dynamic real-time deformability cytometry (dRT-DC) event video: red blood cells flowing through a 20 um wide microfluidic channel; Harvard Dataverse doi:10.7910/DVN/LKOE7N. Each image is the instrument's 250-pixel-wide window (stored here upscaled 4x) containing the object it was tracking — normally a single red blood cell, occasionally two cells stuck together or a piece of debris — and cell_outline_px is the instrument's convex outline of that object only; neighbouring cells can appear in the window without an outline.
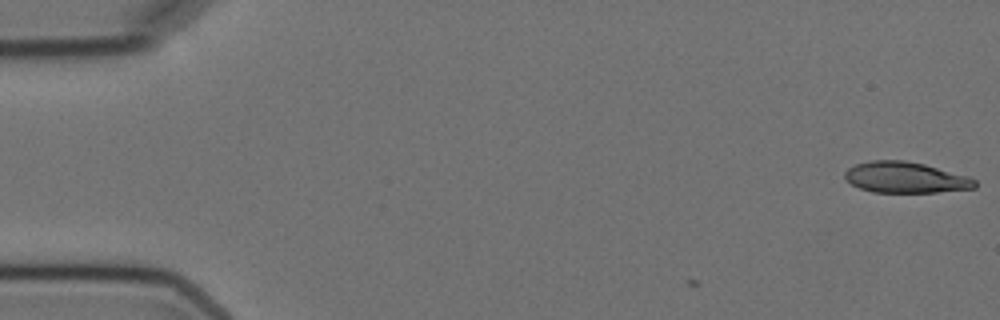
{"species": "Egyptian fruit bat (a non-hibernating species)", "species_latin": "Rousettus aegyptiacus", "temperature_condition": "cold", "stored_images_in_passage": 3, "camera_frame_rate_fps": 3000, "um_per_image_px": 0.085, "animal": {"sex": "female"}, "frame": {"image": 1, "passage_image": 1, "time_ms": 0.0, "image_size_px": [1000, 320], "cell_outline_px": [[976, 188], [936, 192], [872, 192], [860, 188], [844, 180], [844, 172], [848, 168], [856, 164], [872, 160], [904, 160], [924, 164], [968, 176], [976, 180]], "centroid_in_image_um": [76.94, 15.08], "position_along_channel_um": 8.1, "area_um2": 23.47}}